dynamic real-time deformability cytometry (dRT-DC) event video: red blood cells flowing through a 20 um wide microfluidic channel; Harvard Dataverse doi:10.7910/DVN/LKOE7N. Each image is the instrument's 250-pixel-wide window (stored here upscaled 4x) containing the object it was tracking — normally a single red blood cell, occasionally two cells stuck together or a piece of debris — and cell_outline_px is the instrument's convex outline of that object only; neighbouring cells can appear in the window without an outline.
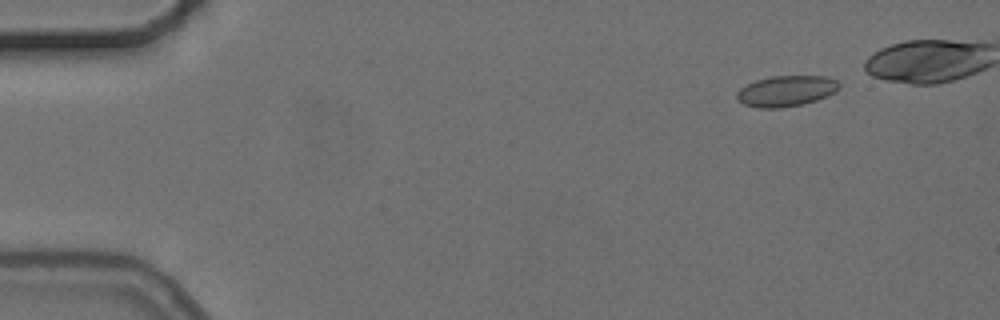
{"species": "common noctule bat (a hibernating species)", "species_latin": "Nyctalus noctula", "temperature_condition": "cold", "stored_images_in_passage": 7, "camera_frame_rate_fps": 3000, "um_per_image_px": 0.085, "animal": {"sex": "female", "body_mass_g": 24.6, "forearm_length_mm": 56.2}, "frame": {"image": 1, "passage_image": 2, "time_ms": 1.333, "image_size_px": [1000, 320], "cell_outline_px": [[840, 88], [836, 92], [816, 100], [800, 104], [780, 108], [760, 108], [744, 104], [736, 100], [736, 92], [740, 88], [756, 80], [772, 76], [824, 76], [836, 80], [840, 84]], "centroid_in_image_um": [66.81, 7.73], "position_along_channel_um": 18.2, "area_um2": 18.32}}
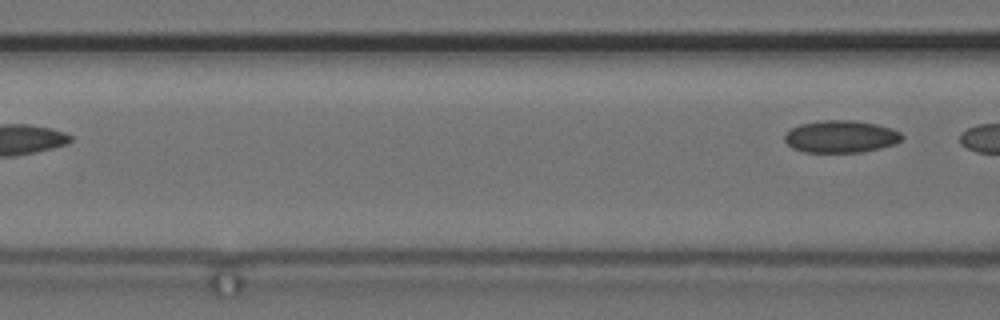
{"frame": {"image": 2, "passage_image": 7, "time_ms": 8.0, "image_size_px": [1000, 320], "cell_outline_px": [[904, 136], [896, 144], [880, 148], [860, 152], [804, 152], [792, 148], [784, 140], [784, 136], [792, 128], [800, 124], [820, 120], [856, 120], [876, 124], [892, 128], [900, 132]], "centroid_in_image_um": [71.48, 11.6], "position_along_channel_um": 95.1, "area_um2": 22.14}}